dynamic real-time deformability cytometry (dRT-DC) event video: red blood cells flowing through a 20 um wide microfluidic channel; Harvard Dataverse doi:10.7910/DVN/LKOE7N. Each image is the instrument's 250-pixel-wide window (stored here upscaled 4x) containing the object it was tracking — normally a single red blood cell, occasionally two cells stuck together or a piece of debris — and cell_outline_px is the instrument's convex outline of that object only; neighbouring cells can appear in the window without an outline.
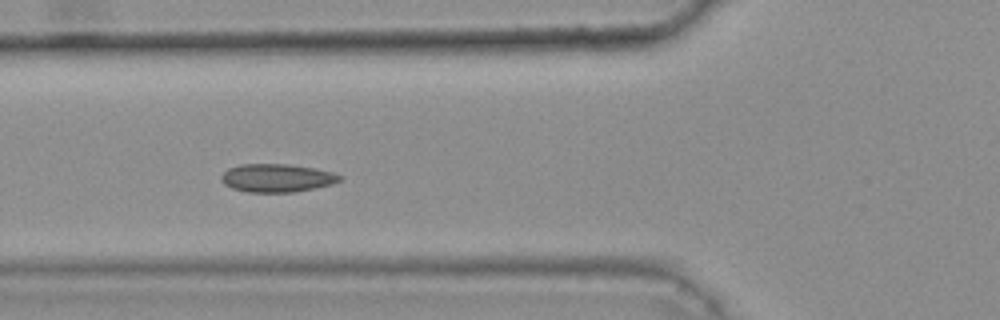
{"species": "common noctule bat (a hibernating species)", "species_latin": "Nyctalus noctula", "temperature_condition": "warm", "stored_images_in_passage": 45, "camera_frame_rate_fps": 3000, "um_per_image_px": 0.085, "animal": {"sex": "female", "body_mass_g": 25.1}, "frame": {"image": 1, "passage_image": 20, "time_ms": 6.333, "image_size_px": [1000, 320], "cell_outline_px": [[340, 180], [332, 184], [292, 192], [248, 192], [232, 188], [224, 184], [220, 180], [220, 176], [228, 168], [240, 164], [288, 164], [312, 168], [332, 172], [340, 176]], "centroid_in_image_um": [23.46, 15.12], "position_along_channel_um": 102.3, "area_um2": 19.25}, "authors_computed_cell_mechanics": {"area_um2": 19.074, "velocity_mm_per_s": 3.7722, "shape_relaxation_time_tau1_ms": 10.5374, "shape_relaxation_time_tau2_ms": 2.545, "deformation_change_tau1": 0.1393, "deformation_change_tau2": 0.0445}}